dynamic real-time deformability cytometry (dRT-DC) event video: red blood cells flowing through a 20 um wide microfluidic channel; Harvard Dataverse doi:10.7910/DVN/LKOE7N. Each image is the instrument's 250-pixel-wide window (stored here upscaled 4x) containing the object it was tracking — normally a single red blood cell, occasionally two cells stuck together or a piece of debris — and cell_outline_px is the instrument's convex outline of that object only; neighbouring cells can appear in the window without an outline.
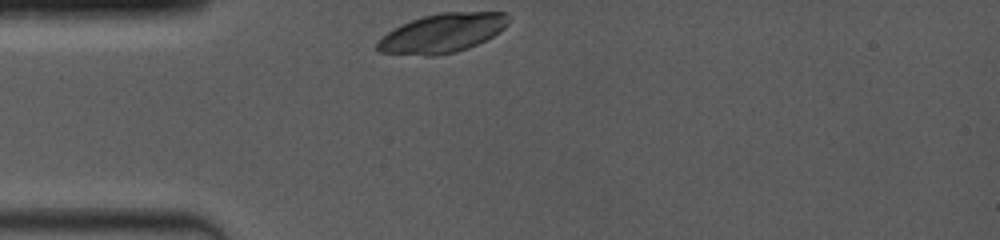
{"species": "common noctule bat (a hibernating species)", "species_latin": "Nyctalus noctula", "temperature_condition": "room temperature", "stored_images_in_passage": 1, "camera_frame_rate_fps": 4000, "um_per_image_px": 0.085, "animal": {"sex": "female", "body_mass_g": 19.0, "forearm_length_mm": 53.3}, "frame": {"image": 1, "passage_image": 1, "time_ms": 0.0, "image_size_px": [1000, 240], "cell_outline_px": [[508, 24], [500, 32], [468, 48], [456, 52], [436, 56], [424, 56], [380, 52], [376, 48], [376, 44], [388, 32], [412, 20], [424, 16], [440, 12], [508, 12]], "centroid_in_image_um": [37.63, 2.82], "position_along_channel_um": 47.4, "area_um2": 29.59}}